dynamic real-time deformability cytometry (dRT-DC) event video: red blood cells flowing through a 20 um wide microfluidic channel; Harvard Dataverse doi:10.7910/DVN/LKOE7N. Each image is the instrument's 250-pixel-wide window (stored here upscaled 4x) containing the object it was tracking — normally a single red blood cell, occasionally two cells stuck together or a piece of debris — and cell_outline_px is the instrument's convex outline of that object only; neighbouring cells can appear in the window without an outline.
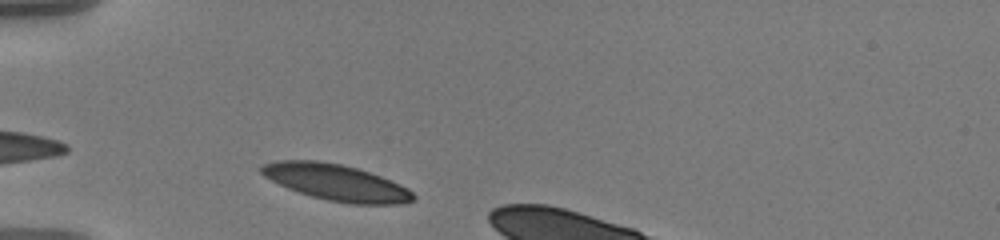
{"species": "human", "species_latin": "Homo sapiens", "temperature_condition": "warm", "stored_images_in_passage": 34, "camera_frame_rate_fps": 3000, "um_per_image_px": 0.085, "donor": {"sex": "male"}, "frame": {"image": 1, "passage_image": 1, "time_ms": 0.0, "image_size_px": [1000, 240], "cell_outline_px": [[416, 196], [412, 200], [396, 204], [352, 204], [328, 200], [312, 196], [288, 188], [264, 176], [260, 172], [260, 164], [280, 160], [316, 160], [340, 164], [356, 168], [380, 176], [400, 184], [408, 188]], "centroid_in_image_um": [28.55, 15.5], "position_along_channel_um": 56.4, "area_um2": 31.73}}
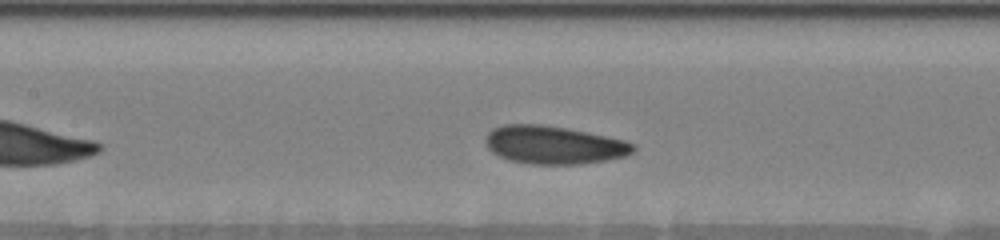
{"frame": {"image": 2, "passage_image": 11, "time_ms": 3.333, "image_size_px": [1000, 240], "cell_outline_px": [[636, 148], [632, 152], [624, 156], [608, 160], [584, 164], [532, 164], [508, 160], [492, 152], [488, 148], [484, 140], [488, 132], [492, 128], [504, 124], [540, 124], [568, 128], [624, 140], [632, 144]], "centroid_in_image_um": [47.04, 12.32], "position_along_channel_um": 160.4, "area_um2": 32.83}}
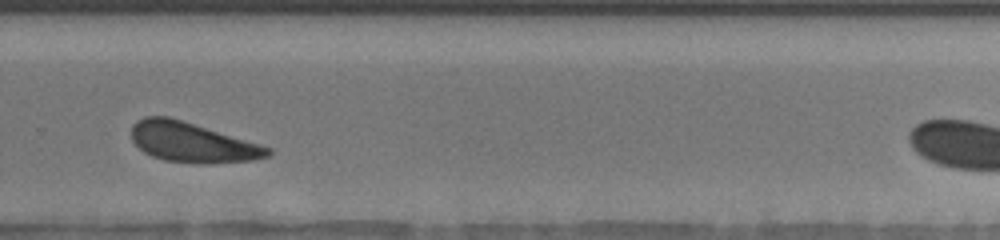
{"frame": {"image": 3, "passage_image": 24, "time_ms": 7.667, "image_size_px": [1000, 240], "cell_outline_px": [[272, 152], [268, 156], [252, 160], [204, 164], [192, 164], [164, 160], [152, 156], [144, 152], [132, 140], [132, 124], [136, 120], [144, 116], [168, 116], [260, 144], [272, 148]], "centroid_in_image_um": [16.31, 12.11], "position_along_channel_um": 313.5, "area_um2": 31.62}}